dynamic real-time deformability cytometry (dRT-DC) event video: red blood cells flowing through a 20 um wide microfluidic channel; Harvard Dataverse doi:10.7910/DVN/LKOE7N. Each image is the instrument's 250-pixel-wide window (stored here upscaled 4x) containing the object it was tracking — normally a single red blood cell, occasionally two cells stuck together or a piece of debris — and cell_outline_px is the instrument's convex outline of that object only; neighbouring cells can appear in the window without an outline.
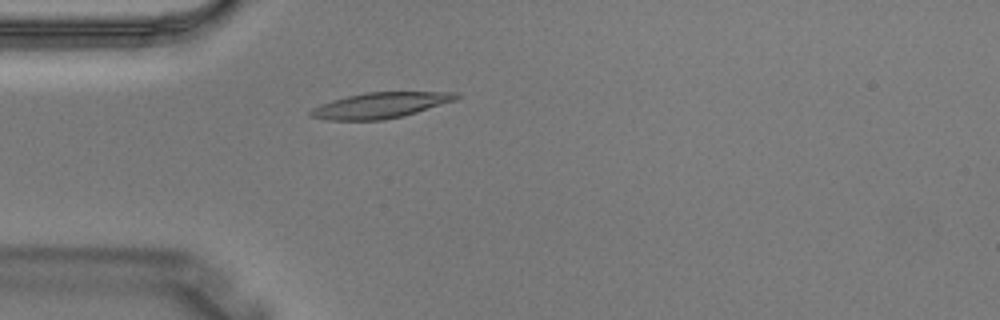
{"species": "Egyptian fruit bat (a non-hibernating species)", "species_latin": "Rousettus aegyptiacus", "temperature_condition": "warm", "stored_images_in_passage": 3, "camera_frame_rate_fps": 3000, "um_per_image_px": 0.085, "animal": {"sex": "male"}, "frame": {"image": 1, "passage_image": 3, "time_ms": 0.667, "image_size_px": [1000, 320], "cell_outline_px": [[460, 96], [456, 100], [404, 116], [384, 120], [328, 120], [308, 116], [308, 112], [312, 108], [320, 104], [332, 100], [348, 96], [368, 92], [460, 92]], "centroid_in_image_um": [32.33, 8.96], "position_along_channel_um": 52.7, "area_um2": 21.85}}